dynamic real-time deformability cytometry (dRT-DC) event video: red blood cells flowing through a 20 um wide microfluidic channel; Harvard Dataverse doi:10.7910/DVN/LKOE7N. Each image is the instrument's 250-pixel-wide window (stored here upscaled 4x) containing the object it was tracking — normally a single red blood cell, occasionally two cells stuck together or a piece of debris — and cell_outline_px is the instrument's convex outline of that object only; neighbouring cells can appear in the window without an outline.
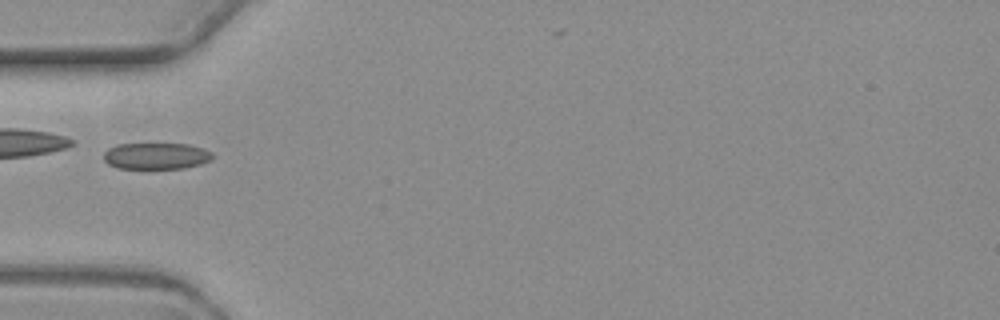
{"species": "common noctule bat (a hibernating species)", "species_latin": "Nyctalus noctula", "temperature_condition": "warm", "stored_images_in_passage": 7, "camera_frame_rate_fps": 3000, "um_per_image_px": 0.085, "animal": {"sex": "female", "body_mass_g": 19.3, "forearm_length_mm": 54.1}, "frame": {"image": 1, "passage_image": 4, "time_ms": 4.667, "image_size_px": [1000, 320], "cell_outline_px": [[212, 160], [200, 164], [184, 168], [116, 168], [108, 164], [104, 160], [104, 152], [108, 148], [116, 144], [188, 144], [204, 148], [212, 152]], "centroid_in_image_um": [13.27, 13.25], "position_along_channel_um": 71.7, "area_um2": 16.82}}
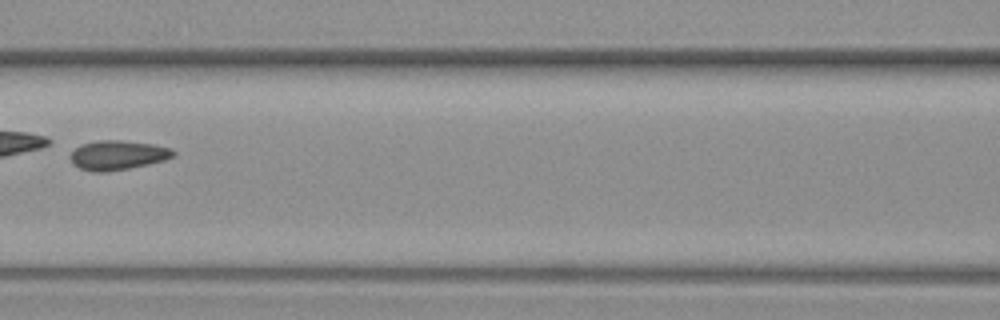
{"frame": {"image": 2, "passage_image": 6, "time_ms": 7.0, "image_size_px": [1000, 320], "cell_outline_px": [[176, 156], [164, 160], [148, 164], [108, 172], [92, 172], [80, 168], [72, 164], [68, 156], [80, 144], [96, 140], [120, 140], [152, 144], [168, 148], [176, 152]], "centroid_in_image_um": [9.96, 13.19], "position_along_channel_um": 156.6, "area_um2": 17.74}}
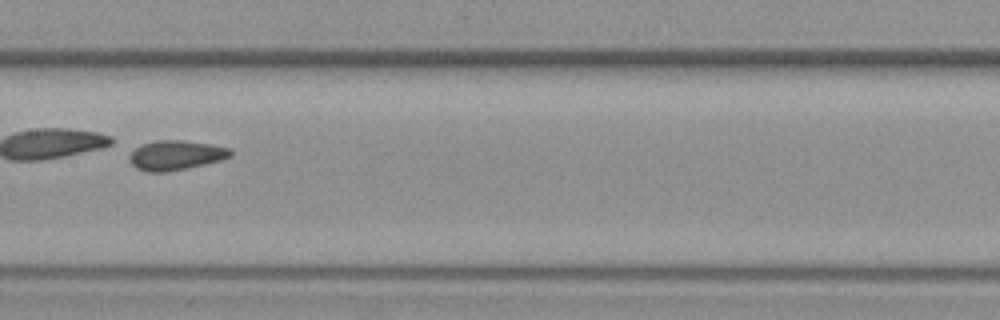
{"frame": {"image": 3, "passage_image": 7, "time_ms": 8.0, "image_size_px": [1000, 320], "cell_outline_px": [[232, 156], [220, 160], [204, 164], [164, 172], [148, 172], [136, 168], [128, 160], [128, 152], [144, 144], [156, 140], [184, 140], [212, 144], [228, 148], [232, 152]], "centroid_in_image_um": [14.9, 13.18], "position_along_channel_um": 192.5, "area_um2": 17.4}}